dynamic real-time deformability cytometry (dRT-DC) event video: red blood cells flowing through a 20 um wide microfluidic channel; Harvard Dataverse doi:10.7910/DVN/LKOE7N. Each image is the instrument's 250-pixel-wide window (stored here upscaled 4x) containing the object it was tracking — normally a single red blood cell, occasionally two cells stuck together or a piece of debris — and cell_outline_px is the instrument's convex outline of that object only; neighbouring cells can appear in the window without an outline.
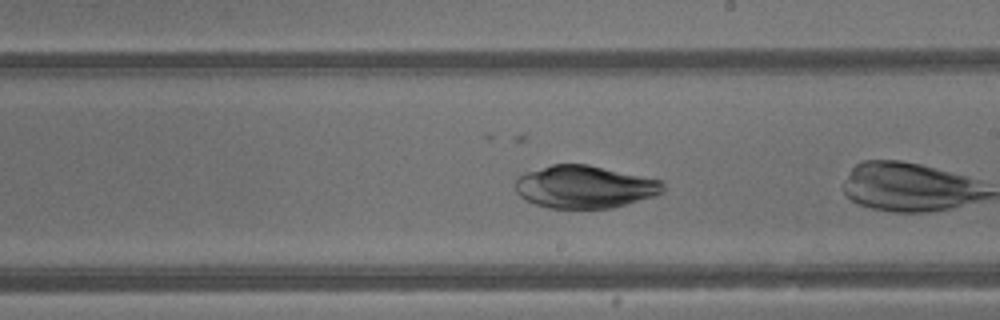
{"species": "common noctule bat (a hibernating species)", "species_latin": "Nyctalus noctula", "temperature_condition": "warm", "stored_images_in_passage": 21, "camera_frame_rate_fps": 3000, "um_per_image_px": 0.085, "animal": {"sex": "male", "body_mass_g": 13.3}, "frame": {"image": 1, "passage_image": 18, "time_ms": 5.667, "image_size_px": [1000, 320], "cell_outline_px": [[664, 192], [656, 196], [612, 208], [548, 208], [536, 204], [520, 196], [516, 192], [516, 176], [524, 172], [552, 164], [588, 164], [664, 180]], "centroid_in_image_um": [49.72, 15.87], "position_along_channel_um": 239.3, "area_um2": 37.05}}